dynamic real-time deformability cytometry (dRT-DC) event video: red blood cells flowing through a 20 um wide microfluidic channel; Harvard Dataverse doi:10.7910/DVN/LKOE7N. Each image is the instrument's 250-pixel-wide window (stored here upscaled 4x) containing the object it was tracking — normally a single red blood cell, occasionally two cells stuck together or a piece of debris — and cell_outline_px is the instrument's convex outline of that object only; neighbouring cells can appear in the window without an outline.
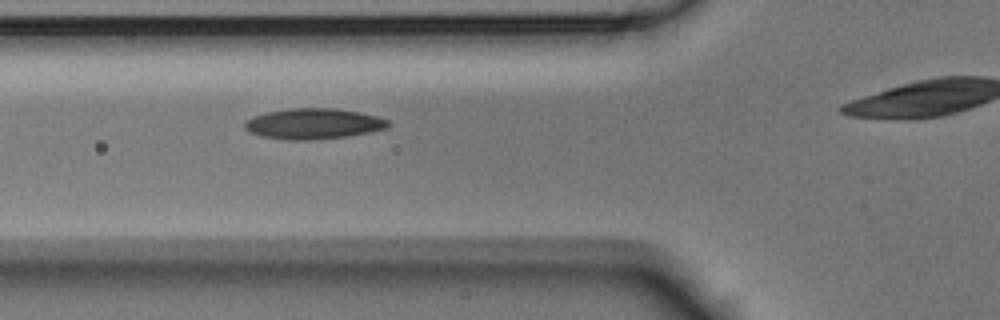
{"species": "Egyptian fruit bat (a non-hibernating species)", "species_latin": "Rousettus aegyptiacus", "temperature_condition": "room temperature", "stored_images_in_passage": 5, "camera_frame_rate_fps": 3000, "um_per_image_px": 0.085, "animal": {"sex": "male"}, "frame": {"image": 1, "passage_image": 4, "time_ms": 1.0, "image_size_px": [1000, 320], "cell_outline_px": [[392, 124], [388, 128], [348, 136], [308, 140], [292, 140], [260, 136], [248, 132], [244, 128], [244, 120], [252, 116], [264, 112], [288, 108], [336, 108], [360, 112], [376, 116], [388, 120]], "centroid_in_image_um": [26.6, 10.51], "position_along_channel_um": 99.2, "area_um2": 25.89}}